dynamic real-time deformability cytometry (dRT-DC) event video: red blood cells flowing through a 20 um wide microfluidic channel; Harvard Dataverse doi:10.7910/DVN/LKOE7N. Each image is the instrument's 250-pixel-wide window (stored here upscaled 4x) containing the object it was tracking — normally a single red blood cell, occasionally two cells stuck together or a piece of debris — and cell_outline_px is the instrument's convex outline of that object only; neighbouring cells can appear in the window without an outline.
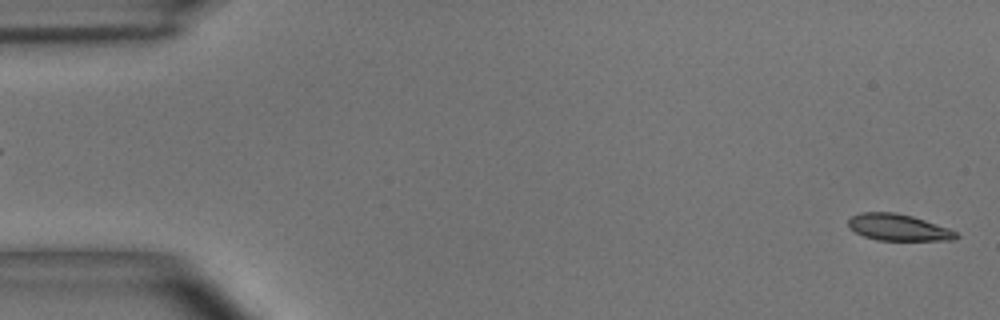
{"species": "common noctule bat (a hibernating species)", "species_latin": "Nyctalus noctula", "temperature_condition": "room temperature", "stored_images_in_passage": 5, "segment_of_instrument_passage": [2, 2], "camera_frame_rate_fps": 3000, "um_per_image_px": 0.085, "animal": {"sex": "male", "body_mass_g": 15.6}, "frame": {"image": 1, "passage_image": 5, "time_ms": 1.333, "image_size_px": [1000, 320], "cell_outline_px": [[960, 236], [956, 240], [876, 240], [864, 236], [856, 232], [848, 224], [848, 220], [852, 216], [860, 212], [896, 212], [912, 216], [948, 228], [956, 232]], "centroid_in_image_um": [76.37, 19.33], "position_along_channel_um": 8.6, "area_um2": 16.59}}